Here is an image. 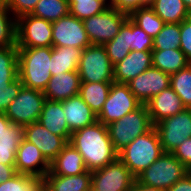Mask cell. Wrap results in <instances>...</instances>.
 <instances>
[{
	"mask_svg": "<svg viewBox=\"0 0 191 191\" xmlns=\"http://www.w3.org/2000/svg\"><path fill=\"white\" fill-rule=\"evenodd\" d=\"M188 64L190 62L180 48L152 50V66L170 75L185 68Z\"/></svg>",
	"mask_w": 191,
	"mask_h": 191,
	"instance_id": "d4e9b609",
	"label": "cell"
},
{
	"mask_svg": "<svg viewBox=\"0 0 191 191\" xmlns=\"http://www.w3.org/2000/svg\"><path fill=\"white\" fill-rule=\"evenodd\" d=\"M18 78V47H0V87Z\"/></svg>",
	"mask_w": 191,
	"mask_h": 191,
	"instance_id": "f1b7e54d",
	"label": "cell"
},
{
	"mask_svg": "<svg viewBox=\"0 0 191 191\" xmlns=\"http://www.w3.org/2000/svg\"><path fill=\"white\" fill-rule=\"evenodd\" d=\"M152 66V51H130L113 66L114 82L127 84Z\"/></svg>",
	"mask_w": 191,
	"mask_h": 191,
	"instance_id": "e0dca14e",
	"label": "cell"
},
{
	"mask_svg": "<svg viewBox=\"0 0 191 191\" xmlns=\"http://www.w3.org/2000/svg\"><path fill=\"white\" fill-rule=\"evenodd\" d=\"M103 46L113 65L123 60L130 53L131 45L128 40V18L121 26L119 33Z\"/></svg>",
	"mask_w": 191,
	"mask_h": 191,
	"instance_id": "1f68e13d",
	"label": "cell"
},
{
	"mask_svg": "<svg viewBox=\"0 0 191 191\" xmlns=\"http://www.w3.org/2000/svg\"><path fill=\"white\" fill-rule=\"evenodd\" d=\"M128 17L115 8L107 7L102 13L84 19L83 26L91 45H104L111 41Z\"/></svg>",
	"mask_w": 191,
	"mask_h": 191,
	"instance_id": "ba28073f",
	"label": "cell"
},
{
	"mask_svg": "<svg viewBox=\"0 0 191 191\" xmlns=\"http://www.w3.org/2000/svg\"><path fill=\"white\" fill-rule=\"evenodd\" d=\"M145 105L153 125L185 109L180 97L170 86L152 97Z\"/></svg>",
	"mask_w": 191,
	"mask_h": 191,
	"instance_id": "ac0fdd59",
	"label": "cell"
},
{
	"mask_svg": "<svg viewBox=\"0 0 191 191\" xmlns=\"http://www.w3.org/2000/svg\"><path fill=\"white\" fill-rule=\"evenodd\" d=\"M113 66L103 45H90L82 50L77 71L81 82H114Z\"/></svg>",
	"mask_w": 191,
	"mask_h": 191,
	"instance_id": "8992f818",
	"label": "cell"
},
{
	"mask_svg": "<svg viewBox=\"0 0 191 191\" xmlns=\"http://www.w3.org/2000/svg\"><path fill=\"white\" fill-rule=\"evenodd\" d=\"M15 170L16 173L44 179L50 171V163L36 145L23 138L16 151Z\"/></svg>",
	"mask_w": 191,
	"mask_h": 191,
	"instance_id": "9a60e30c",
	"label": "cell"
},
{
	"mask_svg": "<svg viewBox=\"0 0 191 191\" xmlns=\"http://www.w3.org/2000/svg\"><path fill=\"white\" fill-rule=\"evenodd\" d=\"M42 186L43 179L16 173L0 184V191H38Z\"/></svg>",
	"mask_w": 191,
	"mask_h": 191,
	"instance_id": "8d00e7d4",
	"label": "cell"
},
{
	"mask_svg": "<svg viewBox=\"0 0 191 191\" xmlns=\"http://www.w3.org/2000/svg\"><path fill=\"white\" fill-rule=\"evenodd\" d=\"M38 122L53 134L70 141L71 132L68 128L62 101H51L46 99Z\"/></svg>",
	"mask_w": 191,
	"mask_h": 191,
	"instance_id": "44dd1931",
	"label": "cell"
},
{
	"mask_svg": "<svg viewBox=\"0 0 191 191\" xmlns=\"http://www.w3.org/2000/svg\"><path fill=\"white\" fill-rule=\"evenodd\" d=\"M187 173V168L172 153L163 152L136 180L143 185L167 191Z\"/></svg>",
	"mask_w": 191,
	"mask_h": 191,
	"instance_id": "5b68a950",
	"label": "cell"
},
{
	"mask_svg": "<svg viewBox=\"0 0 191 191\" xmlns=\"http://www.w3.org/2000/svg\"><path fill=\"white\" fill-rule=\"evenodd\" d=\"M17 47H52V22L25 14L16 19Z\"/></svg>",
	"mask_w": 191,
	"mask_h": 191,
	"instance_id": "30bf717a",
	"label": "cell"
},
{
	"mask_svg": "<svg viewBox=\"0 0 191 191\" xmlns=\"http://www.w3.org/2000/svg\"><path fill=\"white\" fill-rule=\"evenodd\" d=\"M172 154L186 167L191 166V137L184 140Z\"/></svg>",
	"mask_w": 191,
	"mask_h": 191,
	"instance_id": "7bdbcfd3",
	"label": "cell"
},
{
	"mask_svg": "<svg viewBox=\"0 0 191 191\" xmlns=\"http://www.w3.org/2000/svg\"><path fill=\"white\" fill-rule=\"evenodd\" d=\"M112 82H81L79 95L98 115L107 99Z\"/></svg>",
	"mask_w": 191,
	"mask_h": 191,
	"instance_id": "83f0119b",
	"label": "cell"
},
{
	"mask_svg": "<svg viewBox=\"0 0 191 191\" xmlns=\"http://www.w3.org/2000/svg\"><path fill=\"white\" fill-rule=\"evenodd\" d=\"M152 1L153 0H113L112 8L130 15L133 11L149 5Z\"/></svg>",
	"mask_w": 191,
	"mask_h": 191,
	"instance_id": "b9f144b4",
	"label": "cell"
},
{
	"mask_svg": "<svg viewBox=\"0 0 191 191\" xmlns=\"http://www.w3.org/2000/svg\"><path fill=\"white\" fill-rule=\"evenodd\" d=\"M130 91L141 104L170 86V74L151 66L128 83Z\"/></svg>",
	"mask_w": 191,
	"mask_h": 191,
	"instance_id": "5bb4252c",
	"label": "cell"
},
{
	"mask_svg": "<svg viewBox=\"0 0 191 191\" xmlns=\"http://www.w3.org/2000/svg\"><path fill=\"white\" fill-rule=\"evenodd\" d=\"M23 86L22 81L17 78L8 86L0 87V112L5 113L10 103L18 95L21 87Z\"/></svg>",
	"mask_w": 191,
	"mask_h": 191,
	"instance_id": "f35d334b",
	"label": "cell"
},
{
	"mask_svg": "<svg viewBox=\"0 0 191 191\" xmlns=\"http://www.w3.org/2000/svg\"><path fill=\"white\" fill-rule=\"evenodd\" d=\"M170 87L178 94L184 107L191 109V63L170 75Z\"/></svg>",
	"mask_w": 191,
	"mask_h": 191,
	"instance_id": "d6a6232c",
	"label": "cell"
},
{
	"mask_svg": "<svg viewBox=\"0 0 191 191\" xmlns=\"http://www.w3.org/2000/svg\"><path fill=\"white\" fill-rule=\"evenodd\" d=\"M38 191H49V190H47L45 186H42Z\"/></svg>",
	"mask_w": 191,
	"mask_h": 191,
	"instance_id": "f907efd6",
	"label": "cell"
},
{
	"mask_svg": "<svg viewBox=\"0 0 191 191\" xmlns=\"http://www.w3.org/2000/svg\"><path fill=\"white\" fill-rule=\"evenodd\" d=\"M184 2L185 7L189 10L191 13V0H182Z\"/></svg>",
	"mask_w": 191,
	"mask_h": 191,
	"instance_id": "c3c4849f",
	"label": "cell"
},
{
	"mask_svg": "<svg viewBox=\"0 0 191 191\" xmlns=\"http://www.w3.org/2000/svg\"><path fill=\"white\" fill-rule=\"evenodd\" d=\"M24 126L11 124L0 135V163L15 165L16 151L23 140Z\"/></svg>",
	"mask_w": 191,
	"mask_h": 191,
	"instance_id": "484cf974",
	"label": "cell"
},
{
	"mask_svg": "<svg viewBox=\"0 0 191 191\" xmlns=\"http://www.w3.org/2000/svg\"><path fill=\"white\" fill-rule=\"evenodd\" d=\"M163 152L158 132L153 127L122 149L118 153V158L137 177L154 163Z\"/></svg>",
	"mask_w": 191,
	"mask_h": 191,
	"instance_id": "3957f363",
	"label": "cell"
},
{
	"mask_svg": "<svg viewBox=\"0 0 191 191\" xmlns=\"http://www.w3.org/2000/svg\"><path fill=\"white\" fill-rule=\"evenodd\" d=\"M187 170H188V174L191 176V166L187 168Z\"/></svg>",
	"mask_w": 191,
	"mask_h": 191,
	"instance_id": "f5cc1de1",
	"label": "cell"
},
{
	"mask_svg": "<svg viewBox=\"0 0 191 191\" xmlns=\"http://www.w3.org/2000/svg\"><path fill=\"white\" fill-rule=\"evenodd\" d=\"M164 152L172 153L184 140L191 137V109L167 117L155 124Z\"/></svg>",
	"mask_w": 191,
	"mask_h": 191,
	"instance_id": "7c38bea8",
	"label": "cell"
},
{
	"mask_svg": "<svg viewBox=\"0 0 191 191\" xmlns=\"http://www.w3.org/2000/svg\"><path fill=\"white\" fill-rule=\"evenodd\" d=\"M132 191H166L160 188H155V187H149L146 185H143L139 183L137 180L134 183V186L132 188Z\"/></svg>",
	"mask_w": 191,
	"mask_h": 191,
	"instance_id": "bcb514c9",
	"label": "cell"
},
{
	"mask_svg": "<svg viewBox=\"0 0 191 191\" xmlns=\"http://www.w3.org/2000/svg\"><path fill=\"white\" fill-rule=\"evenodd\" d=\"M180 48V23H166L153 39V50Z\"/></svg>",
	"mask_w": 191,
	"mask_h": 191,
	"instance_id": "836d02e7",
	"label": "cell"
},
{
	"mask_svg": "<svg viewBox=\"0 0 191 191\" xmlns=\"http://www.w3.org/2000/svg\"><path fill=\"white\" fill-rule=\"evenodd\" d=\"M149 6L165 23H181L191 16L182 0H153Z\"/></svg>",
	"mask_w": 191,
	"mask_h": 191,
	"instance_id": "4316f807",
	"label": "cell"
},
{
	"mask_svg": "<svg viewBox=\"0 0 191 191\" xmlns=\"http://www.w3.org/2000/svg\"><path fill=\"white\" fill-rule=\"evenodd\" d=\"M136 177L117 158L105 167L91 172V191H132Z\"/></svg>",
	"mask_w": 191,
	"mask_h": 191,
	"instance_id": "9c48e42d",
	"label": "cell"
},
{
	"mask_svg": "<svg viewBox=\"0 0 191 191\" xmlns=\"http://www.w3.org/2000/svg\"><path fill=\"white\" fill-rule=\"evenodd\" d=\"M90 45L83 20L69 13L52 22V47L71 46L83 50Z\"/></svg>",
	"mask_w": 191,
	"mask_h": 191,
	"instance_id": "4fadbf2b",
	"label": "cell"
},
{
	"mask_svg": "<svg viewBox=\"0 0 191 191\" xmlns=\"http://www.w3.org/2000/svg\"><path fill=\"white\" fill-rule=\"evenodd\" d=\"M16 46V18L0 4V47Z\"/></svg>",
	"mask_w": 191,
	"mask_h": 191,
	"instance_id": "e575fe53",
	"label": "cell"
},
{
	"mask_svg": "<svg viewBox=\"0 0 191 191\" xmlns=\"http://www.w3.org/2000/svg\"><path fill=\"white\" fill-rule=\"evenodd\" d=\"M140 105L141 103L130 91L128 84L112 82L107 99L97 115V119L100 123L108 125L134 111Z\"/></svg>",
	"mask_w": 191,
	"mask_h": 191,
	"instance_id": "8fae6325",
	"label": "cell"
},
{
	"mask_svg": "<svg viewBox=\"0 0 191 191\" xmlns=\"http://www.w3.org/2000/svg\"><path fill=\"white\" fill-rule=\"evenodd\" d=\"M52 47H18V78L24 87L44 91L50 78Z\"/></svg>",
	"mask_w": 191,
	"mask_h": 191,
	"instance_id": "7a4b0ae2",
	"label": "cell"
},
{
	"mask_svg": "<svg viewBox=\"0 0 191 191\" xmlns=\"http://www.w3.org/2000/svg\"><path fill=\"white\" fill-rule=\"evenodd\" d=\"M23 138L36 145L49 163L68 143L63 137L48 131L39 122L25 125Z\"/></svg>",
	"mask_w": 191,
	"mask_h": 191,
	"instance_id": "2e32d148",
	"label": "cell"
},
{
	"mask_svg": "<svg viewBox=\"0 0 191 191\" xmlns=\"http://www.w3.org/2000/svg\"><path fill=\"white\" fill-rule=\"evenodd\" d=\"M46 97L42 91L22 86L18 95L5 112L6 117L16 125L25 126L39 120Z\"/></svg>",
	"mask_w": 191,
	"mask_h": 191,
	"instance_id": "52a82bcc",
	"label": "cell"
},
{
	"mask_svg": "<svg viewBox=\"0 0 191 191\" xmlns=\"http://www.w3.org/2000/svg\"><path fill=\"white\" fill-rule=\"evenodd\" d=\"M106 126L112 144L118 153L135 138L154 127L145 104H141L134 111Z\"/></svg>",
	"mask_w": 191,
	"mask_h": 191,
	"instance_id": "277c9868",
	"label": "cell"
},
{
	"mask_svg": "<svg viewBox=\"0 0 191 191\" xmlns=\"http://www.w3.org/2000/svg\"><path fill=\"white\" fill-rule=\"evenodd\" d=\"M180 50L191 63V16L180 23Z\"/></svg>",
	"mask_w": 191,
	"mask_h": 191,
	"instance_id": "ab89813d",
	"label": "cell"
},
{
	"mask_svg": "<svg viewBox=\"0 0 191 191\" xmlns=\"http://www.w3.org/2000/svg\"><path fill=\"white\" fill-rule=\"evenodd\" d=\"M70 13L68 0H39L31 15L55 22Z\"/></svg>",
	"mask_w": 191,
	"mask_h": 191,
	"instance_id": "4dcf8cb0",
	"label": "cell"
},
{
	"mask_svg": "<svg viewBox=\"0 0 191 191\" xmlns=\"http://www.w3.org/2000/svg\"><path fill=\"white\" fill-rule=\"evenodd\" d=\"M80 76L77 70L52 76L43 91L46 99L63 101L79 94Z\"/></svg>",
	"mask_w": 191,
	"mask_h": 191,
	"instance_id": "d6986e66",
	"label": "cell"
},
{
	"mask_svg": "<svg viewBox=\"0 0 191 191\" xmlns=\"http://www.w3.org/2000/svg\"><path fill=\"white\" fill-rule=\"evenodd\" d=\"M70 14L80 20L102 13L108 4L103 0H68Z\"/></svg>",
	"mask_w": 191,
	"mask_h": 191,
	"instance_id": "d590c367",
	"label": "cell"
},
{
	"mask_svg": "<svg viewBox=\"0 0 191 191\" xmlns=\"http://www.w3.org/2000/svg\"><path fill=\"white\" fill-rule=\"evenodd\" d=\"M12 124V122L6 117L5 113L0 112V135Z\"/></svg>",
	"mask_w": 191,
	"mask_h": 191,
	"instance_id": "7dc6e473",
	"label": "cell"
},
{
	"mask_svg": "<svg viewBox=\"0 0 191 191\" xmlns=\"http://www.w3.org/2000/svg\"><path fill=\"white\" fill-rule=\"evenodd\" d=\"M16 174L15 165H5L0 163V184Z\"/></svg>",
	"mask_w": 191,
	"mask_h": 191,
	"instance_id": "f6af8a7d",
	"label": "cell"
},
{
	"mask_svg": "<svg viewBox=\"0 0 191 191\" xmlns=\"http://www.w3.org/2000/svg\"><path fill=\"white\" fill-rule=\"evenodd\" d=\"M128 40L130 51H152L153 38L128 17Z\"/></svg>",
	"mask_w": 191,
	"mask_h": 191,
	"instance_id": "74e56055",
	"label": "cell"
},
{
	"mask_svg": "<svg viewBox=\"0 0 191 191\" xmlns=\"http://www.w3.org/2000/svg\"><path fill=\"white\" fill-rule=\"evenodd\" d=\"M8 0H0V4H6Z\"/></svg>",
	"mask_w": 191,
	"mask_h": 191,
	"instance_id": "816d5d0a",
	"label": "cell"
},
{
	"mask_svg": "<svg viewBox=\"0 0 191 191\" xmlns=\"http://www.w3.org/2000/svg\"><path fill=\"white\" fill-rule=\"evenodd\" d=\"M82 49L62 46L52 47L51 53V75L75 71L78 69Z\"/></svg>",
	"mask_w": 191,
	"mask_h": 191,
	"instance_id": "cb8c5ba5",
	"label": "cell"
},
{
	"mask_svg": "<svg viewBox=\"0 0 191 191\" xmlns=\"http://www.w3.org/2000/svg\"><path fill=\"white\" fill-rule=\"evenodd\" d=\"M103 1L108 4V7L113 6V0H103Z\"/></svg>",
	"mask_w": 191,
	"mask_h": 191,
	"instance_id": "681fc988",
	"label": "cell"
},
{
	"mask_svg": "<svg viewBox=\"0 0 191 191\" xmlns=\"http://www.w3.org/2000/svg\"><path fill=\"white\" fill-rule=\"evenodd\" d=\"M87 171L82 155L71 143H67L56 158L50 163L51 175L72 176Z\"/></svg>",
	"mask_w": 191,
	"mask_h": 191,
	"instance_id": "7402d4cb",
	"label": "cell"
},
{
	"mask_svg": "<svg viewBox=\"0 0 191 191\" xmlns=\"http://www.w3.org/2000/svg\"><path fill=\"white\" fill-rule=\"evenodd\" d=\"M62 108L71 133L98 121L97 114L79 94L63 100Z\"/></svg>",
	"mask_w": 191,
	"mask_h": 191,
	"instance_id": "ffe728a7",
	"label": "cell"
},
{
	"mask_svg": "<svg viewBox=\"0 0 191 191\" xmlns=\"http://www.w3.org/2000/svg\"><path fill=\"white\" fill-rule=\"evenodd\" d=\"M39 0H8L6 7L17 19L18 17L30 14Z\"/></svg>",
	"mask_w": 191,
	"mask_h": 191,
	"instance_id": "60d3db41",
	"label": "cell"
},
{
	"mask_svg": "<svg viewBox=\"0 0 191 191\" xmlns=\"http://www.w3.org/2000/svg\"><path fill=\"white\" fill-rule=\"evenodd\" d=\"M167 191H191V176L187 173L182 179H179Z\"/></svg>",
	"mask_w": 191,
	"mask_h": 191,
	"instance_id": "ee69618b",
	"label": "cell"
},
{
	"mask_svg": "<svg viewBox=\"0 0 191 191\" xmlns=\"http://www.w3.org/2000/svg\"><path fill=\"white\" fill-rule=\"evenodd\" d=\"M129 18L153 39L166 24L149 5L133 11Z\"/></svg>",
	"mask_w": 191,
	"mask_h": 191,
	"instance_id": "f546056e",
	"label": "cell"
},
{
	"mask_svg": "<svg viewBox=\"0 0 191 191\" xmlns=\"http://www.w3.org/2000/svg\"><path fill=\"white\" fill-rule=\"evenodd\" d=\"M69 143L82 155L89 172L99 170L118 158L107 126L99 121L72 132Z\"/></svg>",
	"mask_w": 191,
	"mask_h": 191,
	"instance_id": "6da1fadb",
	"label": "cell"
},
{
	"mask_svg": "<svg viewBox=\"0 0 191 191\" xmlns=\"http://www.w3.org/2000/svg\"><path fill=\"white\" fill-rule=\"evenodd\" d=\"M43 186L49 191H91V172L88 170L79 175H51L43 179Z\"/></svg>",
	"mask_w": 191,
	"mask_h": 191,
	"instance_id": "603a6c76",
	"label": "cell"
}]
</instances>
